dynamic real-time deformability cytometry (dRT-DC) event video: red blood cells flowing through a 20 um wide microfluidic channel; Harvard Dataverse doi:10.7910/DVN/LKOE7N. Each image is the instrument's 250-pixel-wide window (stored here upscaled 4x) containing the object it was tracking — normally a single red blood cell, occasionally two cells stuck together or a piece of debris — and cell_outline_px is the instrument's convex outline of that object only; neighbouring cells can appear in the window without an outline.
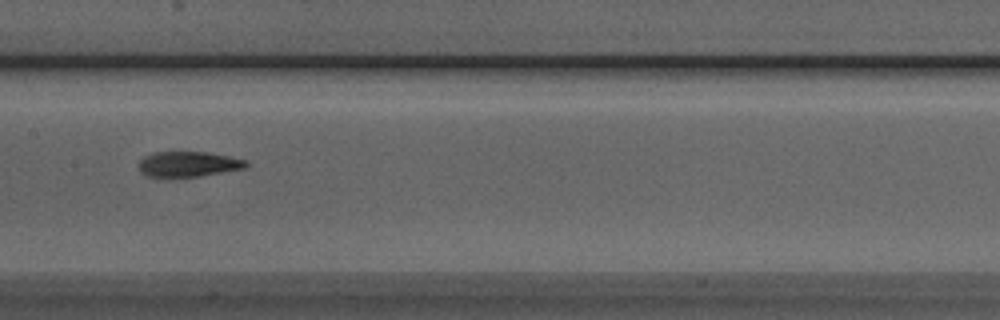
{"species": "Egyptian fruit bat (a non-hibernating species)", "species_latin": "Rousettus aegyptiacus", "temperature_condition": "room temperature", "stored_images_in_passage": 9, "camera_frame_rate_fps": 3000, "um_per_image_px": 0.085, "animal": {"sex": "male"}, "frame": {"image": 1, "passage_image": 9, "time_ms": 2.667, "image_size_px": [1000, 320], "cell_outline_px": [[248, 164], [244, 168], [200, 176], [144, 176], [140, 172], [140, 160], [144, 156], [152, 152], [208, 152], [248, 160]], "centroid_in_image_um": [16.0, 13.93], "position_along_channel_um": 191.4, "area_um2": 15.66}}